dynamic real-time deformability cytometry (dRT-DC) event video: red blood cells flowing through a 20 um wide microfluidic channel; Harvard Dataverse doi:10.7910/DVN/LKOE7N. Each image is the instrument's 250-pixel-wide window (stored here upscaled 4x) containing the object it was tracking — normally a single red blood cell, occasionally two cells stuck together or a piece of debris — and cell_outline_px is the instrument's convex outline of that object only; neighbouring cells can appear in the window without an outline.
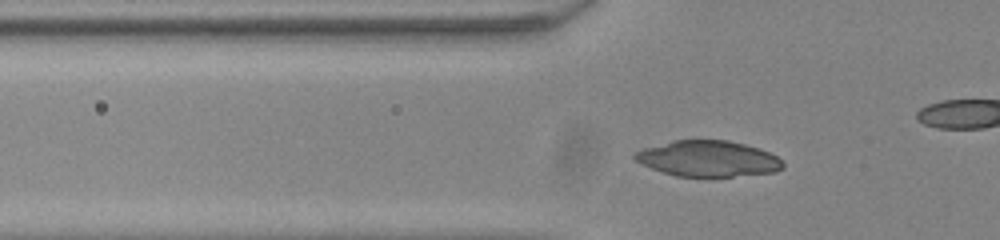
{"species": "common noctule bat (a hibernating species)", "species_latin": "Nyctalus noctula", "temperature_condition": "room temperature", "stored_images_in_passage": 34, "camera_frame_rate_fps": 3000, "um_per_image_px": 0.085, "animal": {"sex": "male", "body_mass_g": 20.0, "forearm_length_mm": 53.3}, "frame": {"image": 1, "passage_image": 8, "time_ms": 2.333, "image_size_px": [1000, 240], "cell_outline_px": [[784, 168], [776, 172], [732, 176], [676, 176], [652, 168], [636, 160], [632, 156], [636, 152], [644, 148], [672, 140], [728, 140], [760, 148], [776, 156], [784, 164]], "centroid_in_image_um": [60.21, 13.48], "position_along_channel_um": 65.6, "area_um2": 30.69}}
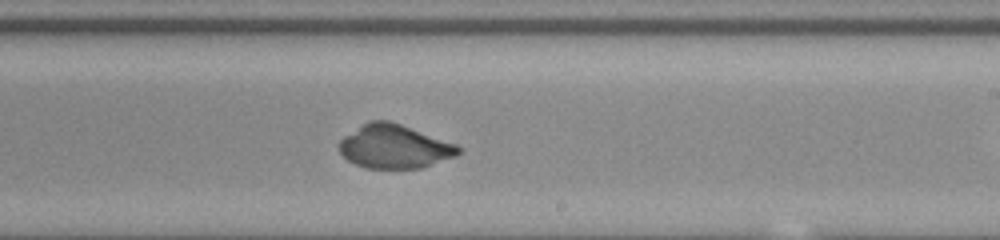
{"frame": {"image": 2, "passage_image": 23, "time_ms": 7.333, "image_size_px": [1000, 240], "cell_outline_px": [[460, 152], [456, 156], [420, 168], [368, 168], [356, 164], [348, 160], [340, 152], [340, 140], [344, 136], [368, 120], [388, 120], [400, 124], [456, 144], [460, 148]], "centroid_in_image_um": [33.51, 12.45], "position_along_channel_um": 255.5, "area_um2": 29.94}}
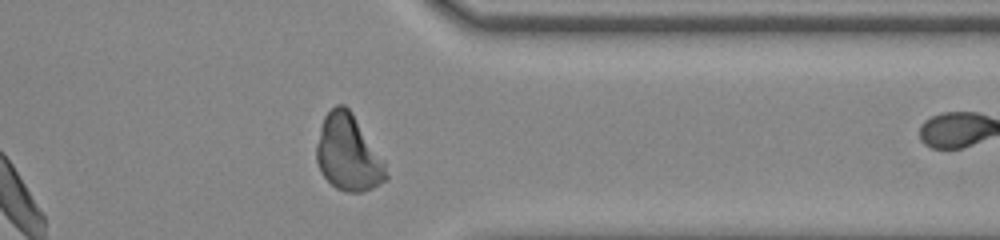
{"frame": {"image": 3, "passage_image": 33, "time_ms": 10.667, "image_size_px": [1000, 240], "cell_outline_px": [[388, 180], [372, 188], [360, 192], [348, 192], [336, 188], [320, 172], [316, 160], [316, 144], [320, 128], [324, 116], [336, 104], [344, 104], [352, 112], [384, 160], [388, 176]], "centroid_in_image_um": [29.6, 13.01], "position_along_channel_um": 381.8, "area_um2": 30.92}}